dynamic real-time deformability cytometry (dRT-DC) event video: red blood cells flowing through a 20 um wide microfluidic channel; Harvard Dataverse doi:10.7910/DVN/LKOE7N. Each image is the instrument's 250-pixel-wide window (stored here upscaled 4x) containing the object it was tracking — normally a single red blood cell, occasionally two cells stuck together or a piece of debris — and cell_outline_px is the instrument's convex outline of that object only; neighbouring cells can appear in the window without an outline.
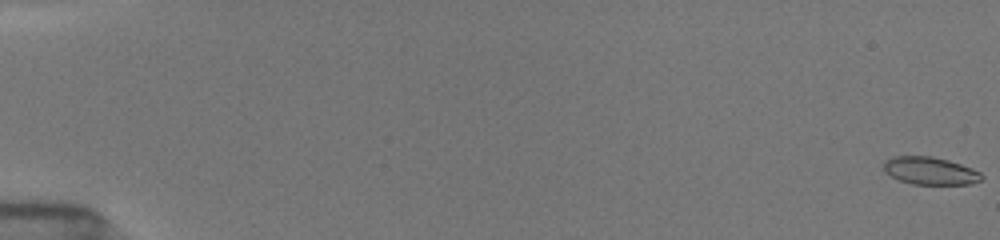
{"species": "common noctule bat (a hibernating species)", "species_latin": "Nyctalus noctula", "temperature_condition": "room temperature", "stored_images_in_passage": 49, "camera_frame_rate_fps": 3000, "um_per_image_px": 0.085, "animal": {"sex": "female", "body_mass_g": 19.5, "forearm_length_mm": 54.1}, "frame": {"image": 1, "passage_image": 1, "time_ms": 0.0, "image_size_px": [1000, 240], "cell_outline_px": [[984, 176], [980, 180], [968, 184], [912, 184], [900, 180], [884, 172], [884, 160], [892, 156], [932, 156], [948, 160], [972, 168], [980, 172]], "centroid_in_image_um": [79.04, 14.51], "position_along_channel_um": 6.0, "area_um2": 15.72}}
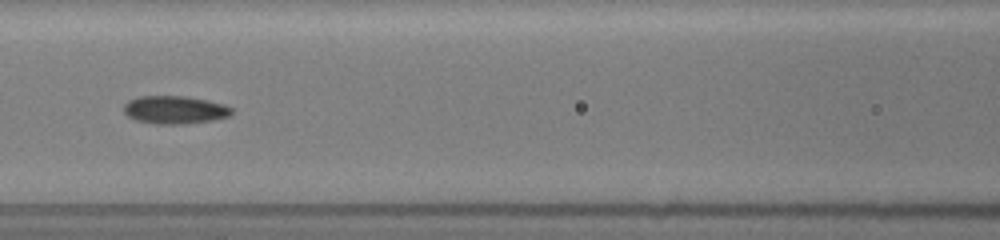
{"frame": {"image": 2, "passage_image": 19, "time_ms": 8.333, "image_size_px": [1000, 240], "cell_outline_px": [[232, 112], [228, 116], [212, 120], [184, 124], [156, 124], [136, 120], [128, 116], [124, 112], [124, 104], [128, 100], [140, 96], [184, 96], [208, 100], [224, 104], [232, 108]], "centroid_in_image_um": [14.84, 9.33], "position_along_channel_um": 151.8, "area_um2": 17.57}}
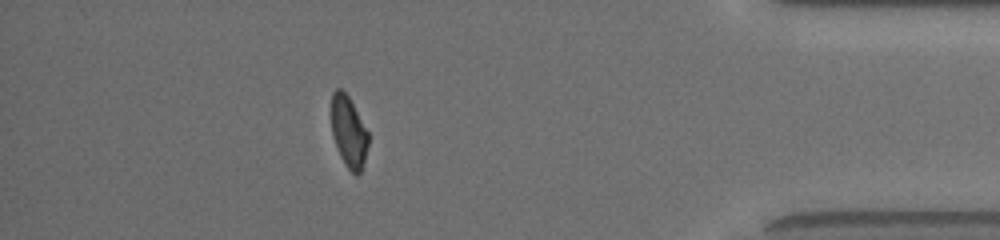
{"frame": {"image": 3, "passage_image": 42, "time_ms": 15.667, "image_size_px": [1000, 240], "cell_outline_px": [[368, 144], [364, 160], [360, 172], [356, 176], [348, 168], [340, 156], [332, 132], [332, 92], [336, 88], [340, 88], [348, 96], [368, 132]], "centroid_in_image_um": [29.64, 11.2], "position_along_channel_um": 405.6, "area_um2": 14.91}, "authors_computed_cell_mechanics": {"area_um2": 16.5886, "velocity_mm_per_s": 3.981, "shape_relaxation_time_tau1_ms": 5.884, "shape_relaxation_time_tau2_ms": 2.6801, "deformation_change_tau1": 0.1664, "deformation_change_tau2": 0.0826}}